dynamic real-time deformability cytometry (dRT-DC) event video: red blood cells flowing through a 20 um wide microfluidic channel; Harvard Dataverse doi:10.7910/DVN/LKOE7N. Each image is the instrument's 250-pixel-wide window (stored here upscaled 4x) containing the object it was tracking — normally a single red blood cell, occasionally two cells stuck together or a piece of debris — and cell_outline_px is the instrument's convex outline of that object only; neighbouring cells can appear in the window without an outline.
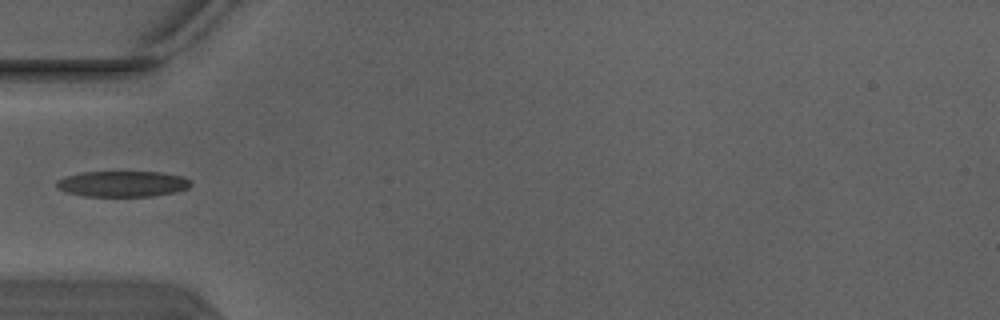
{"species": "Egyptian fruit bat (a non-hibernating species)", "species_latin": "Rousettus aegyptiacus", "temperature_condition": "warm", "stored_images_in_passage": 5, "camera_frame_rate_fps": 3000, "um_per_image_px": 0.085, "animal": {"sex": "male"}, "frame": {"image": 1, "passage_image": 5, "time_ms": 1.333, "image_size_px": [1000, 320], "cell_outline_px": [[192, 184], [188, 188], [176, 192], [152, 196], [84, 196], [68, 192], [56, 188], [56, 180], [64, 176], [84, 172], [160, 172], [184, 176], [192, 180]], "centroid_in_image_um": [10.44, 15.62], "position_along_channel_um": 74.6, "area_um2": 20.35}}